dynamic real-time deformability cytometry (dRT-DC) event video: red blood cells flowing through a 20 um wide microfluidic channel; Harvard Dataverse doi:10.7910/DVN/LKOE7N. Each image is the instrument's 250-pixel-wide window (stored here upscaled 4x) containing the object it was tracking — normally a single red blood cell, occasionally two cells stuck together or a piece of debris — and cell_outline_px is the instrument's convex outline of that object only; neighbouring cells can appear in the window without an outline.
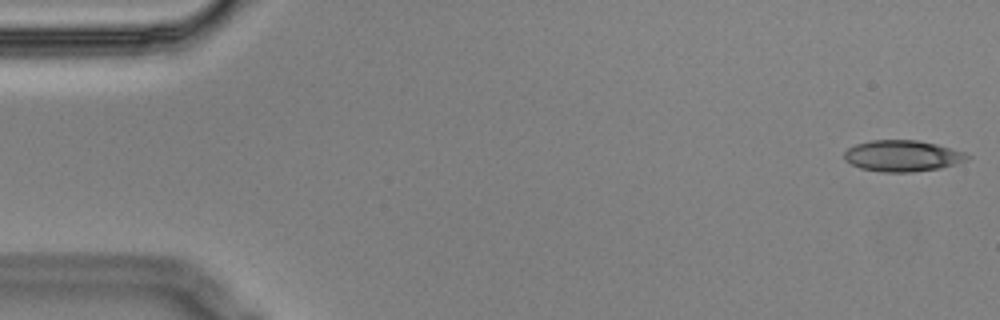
{"species": "Egyptian fruit bat (a non-hibernating species)", "species_latin": "Rousettus aegyptiacus", "temperature_condition": "cold", "stored_images_in_passage": 11, "camera_frame_rate_fps": 3000, "um_per_image_px": 0.085, "animal": {"sex": "male"}, "frame": {"image": 1, "passage_image": 1, "time_ms": 0.0, "image_size_px": [1000, 320], "cell_outline_px": [[972, 156], [964, 160], [940, 168], [912, 172], [880, 172], [860, 168], [844, 160], [844, 152], [848, 148], [856, 144], [872, 140], [916, 140], [936, 144], [964, 152]], "centroid_in_image_um": [76.66, 13.25], "position_along_channel_um": 8.3, "area_um2": 22.2}}
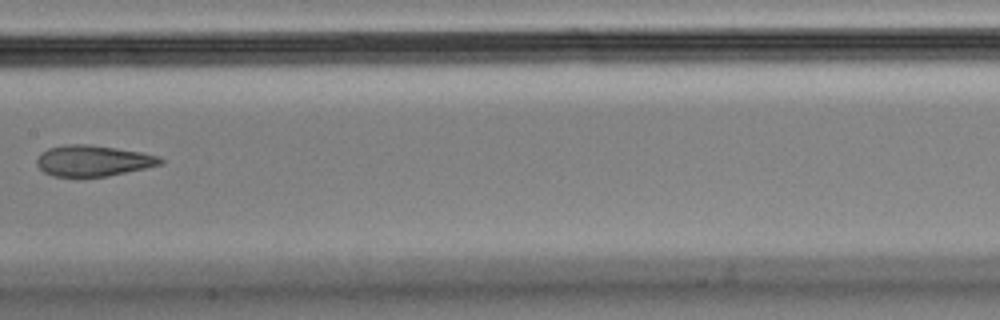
{"frame": {"image": 2, "passage_image": 8, "time_ms": 2.333, "image_size_px": [1000, 320], "cell_outline_px": [[164, 164], [108, 176], [52, 176], [44, 172], [36, 164], [36, 160], [40, 152], [48, 148], [64, 144], [92, 144], [140, 152], [160, 156], [164, 160]], "centroid_in_image_um": [7.91, 13.65], "position_along_channel_um": 199.5, "area_um2": 22.43}}
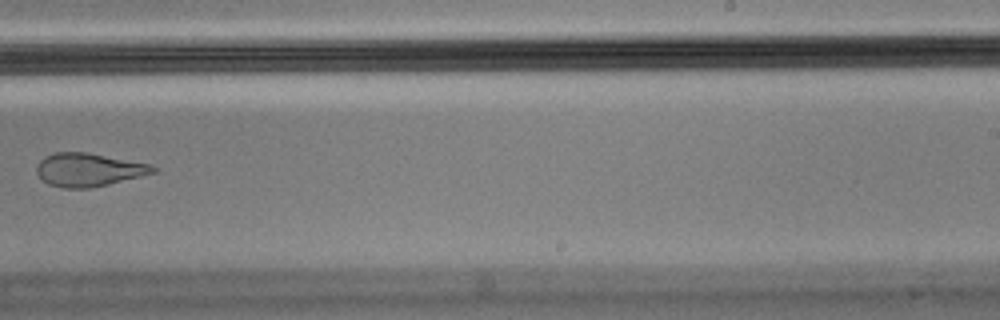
{"frame": {"image": 3, "passage_image": 10, "time_ms": 3.0, "image_size_px": [1000, 320], "cell_outline_px": [[160, 168], [156, 172], [108, 184], [88, 188], [64, 188], [48, 184], [36, 172], [36, 164], [44, 156], [56, 152], [88, 152], [152, 164]], "centroid_in_image_um": [7.55, 14.41], "position_along_channel_um": 281.5, "area_um2": 22.66}}